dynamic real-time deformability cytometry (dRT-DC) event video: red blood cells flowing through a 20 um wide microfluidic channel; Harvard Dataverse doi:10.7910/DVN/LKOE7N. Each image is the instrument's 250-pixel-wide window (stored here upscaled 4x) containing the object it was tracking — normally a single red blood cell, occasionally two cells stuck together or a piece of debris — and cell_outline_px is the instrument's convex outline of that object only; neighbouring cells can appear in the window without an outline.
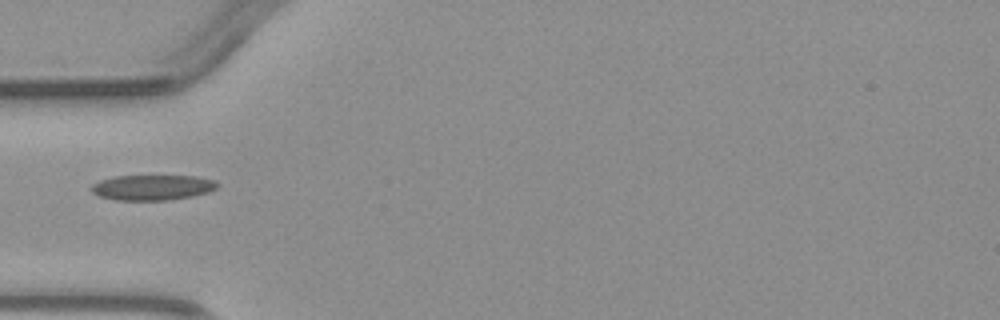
{"species": "common noctule bat (a hibernating species)", "species_latin": "Nyctalus noctula", "temperature_condition": "warm", "stored_images_in_passage": 4, "camera_frame_rate_fps": 3000, "um_per_image_px": 0.085, "animal": {"sex": "male", "body_mass_g": 23.1, "forearm_length_mm": 52.7}, "frame": {"image": 1, "passage_image": 4, "time_ms": 4.0, "image_size_px": [1000, 320], "cell_outline_px": [[220, 184], [216, 188], [208, 192], [192, 196], [168, 200], [116, 200], [100, 196], [92, 192], [92, 184], [100, 180], [112, 176], [196, 176], [216, 180]], "centroid_in_image_um": [12.98, 15.93], "position_along_channel_um": 72.0, "area_um2": 18.61}}